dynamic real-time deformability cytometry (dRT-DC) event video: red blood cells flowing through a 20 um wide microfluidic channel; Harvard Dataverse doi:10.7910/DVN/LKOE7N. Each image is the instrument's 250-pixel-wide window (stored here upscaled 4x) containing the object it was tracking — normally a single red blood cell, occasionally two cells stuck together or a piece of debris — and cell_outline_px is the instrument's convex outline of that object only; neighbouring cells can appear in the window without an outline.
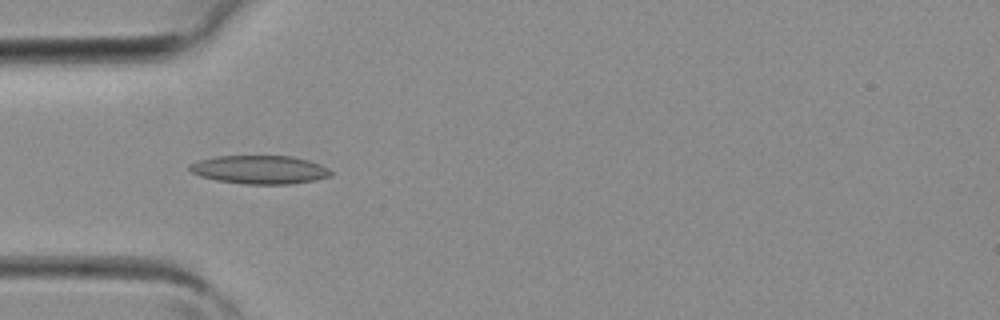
{"species": "common noctule bat (a hibernating species)", "species_latin": "Nyctalus noctula", "temperature_condition": "room temperature", "stored_images_in_passage": 3, "camera_frame_rate_fps": 3000, "um_per_image_px": 0.085, "animal": {"sex": "female", "body_mass_g": 19.3, "forearm_length_mm": 54.1}, "frame": {"image": 1, "passage_image": 3, "time_ms": 0.667, "image_size_px": [1000, 320], "cell_outline_px": [[332, 176], [316, 180], [292, 184], [244, 184], [216, 180], [200, 176], [192, 172], [188, 168], [188, 164], [200, 160], [216, 156], [292, 156], [308, 160], [320, 164], [328, 168], [332, 172]], "centroid_in_image_um": [22.09, 14.42], "position_along_channel_um": 62.9, "area_um2": 23.52}}